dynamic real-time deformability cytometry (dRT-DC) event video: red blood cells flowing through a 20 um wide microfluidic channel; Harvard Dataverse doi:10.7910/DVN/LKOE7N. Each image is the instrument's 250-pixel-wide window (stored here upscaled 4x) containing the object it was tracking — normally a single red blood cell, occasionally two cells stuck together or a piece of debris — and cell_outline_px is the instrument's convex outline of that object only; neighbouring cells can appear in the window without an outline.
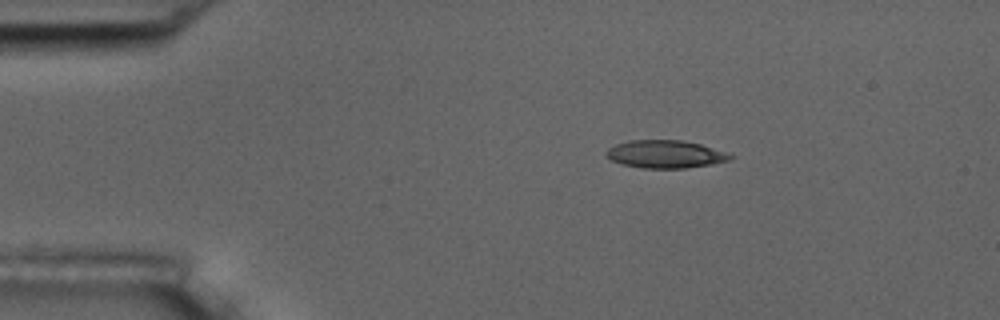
{"species": "common noctule bat (a hibernating species)", "species_latin": "Nyctalus noctula", "temperature_condition": "room temperature", "stored_images_in_passage": 6, "camera_frame_rate_fps": 3000, "um_per_image_px": 0.085, "animal": {"sex": "male", "body_mass_g": 17.5, "forearm_length_mm": 52.3}, "frame": {"image": 1, "passage_image": 6, "time_ms": 5.667, "image_size_px": [1000, 320], "cell_outline_px": [[736, 156], [732, 160], [712, 164], [684, 168], [644, 168], [624, 164], [612, 160], [604, 156], [604, 152], [608, 148], [616, 144], [628, 140], [680, 140], [700, 144]], "centroid_in_image_um": [56.54, 13.1], "position_along_channel_um": 28.5, "area_um2": 20.06}}